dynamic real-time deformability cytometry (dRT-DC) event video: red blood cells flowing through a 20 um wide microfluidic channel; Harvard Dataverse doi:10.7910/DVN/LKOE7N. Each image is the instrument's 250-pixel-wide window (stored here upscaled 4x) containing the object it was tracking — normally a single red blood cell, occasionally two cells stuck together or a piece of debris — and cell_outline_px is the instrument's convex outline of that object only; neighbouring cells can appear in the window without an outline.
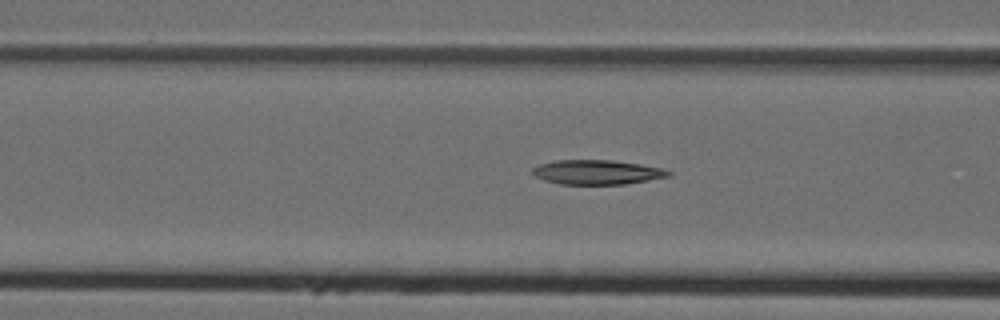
{"species": "Egyptian fruit bat (a non-hibernating species)", "species_latin": "Rousettus aegyptiacus", "temperature_condition": "cold", "stored_images_in_passage": 17, "camera_frame_rate_fps": 3000, "um_per_image_px": 0.085, "animal": {"sex": "female"}, "frame": {"image": 1, "passage_image": 15, "time_ms": 4.667, "image_size_px": [1000, 320], "cell_outline_px": [[672, 176], [624, 184], [560, 184], [544, 180], [536, 176], [532, 172], [532, 168], [540, 164], [556, 160], [612, 160], [640, 164], [664, 168], [672, 172]], "centroid_in_image_um": [50.78, 14.63], "position_along_channel_um": 115.8, "area_um2": 19.42}}